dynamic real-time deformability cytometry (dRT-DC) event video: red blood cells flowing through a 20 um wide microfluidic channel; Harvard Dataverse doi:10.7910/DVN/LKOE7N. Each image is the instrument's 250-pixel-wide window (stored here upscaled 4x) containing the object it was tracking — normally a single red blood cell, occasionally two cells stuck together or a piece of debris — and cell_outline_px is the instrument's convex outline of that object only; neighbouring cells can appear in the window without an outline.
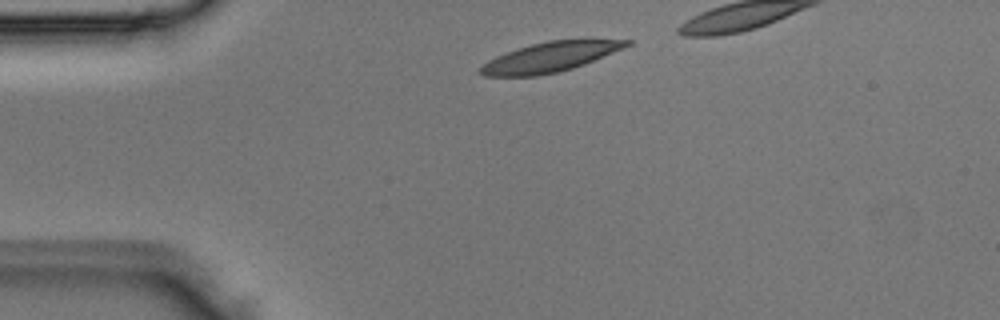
{"species": "Egyptian fruit bat (a non-hibernating species)", "species_latin": "Rousettus aegyptiacus", "temperature_condition": "room temperature", "stored_images_in_passage": 2, "camera_frame_rate_fps": 3000, "um_per_image_px": 0.085, "animal": {"sex": "male"}, "frame": {"image": 1, "passage_image": 1, "time_ms": 0.0, "image_size_px": [1000, 320], "cell_outline_px": [[632, 44], [584, 64], [560, 72], [536, 76], [484, 76], [480, 72], [480, 68], [488, 60], [496, 56], [532, 44], [548, 40], [632, 40]], "centroid_in_image_um": [46.73, 4.86], "position_along_channel_um": 38.3, "area_um2": 24.85}}